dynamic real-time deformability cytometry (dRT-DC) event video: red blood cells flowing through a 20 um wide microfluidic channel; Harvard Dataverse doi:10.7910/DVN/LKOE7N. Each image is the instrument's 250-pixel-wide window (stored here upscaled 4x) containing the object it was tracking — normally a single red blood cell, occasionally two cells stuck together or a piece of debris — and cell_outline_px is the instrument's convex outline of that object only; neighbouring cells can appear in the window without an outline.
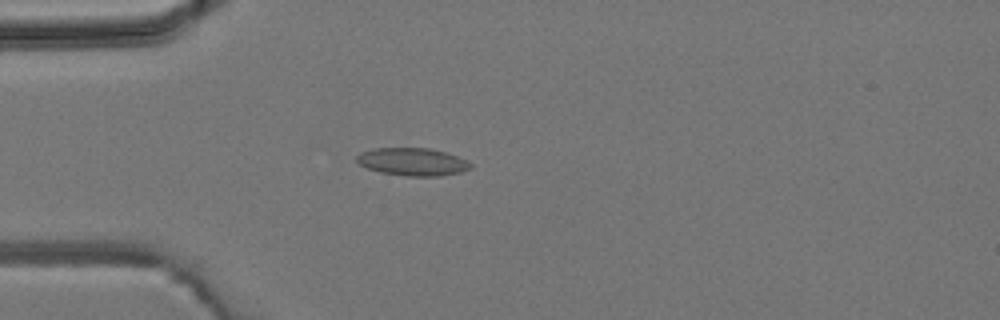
{"species": "common noctule bat (a hibernating species)", "species_latin": "Nyctalus noctula", "temperature_condition": "room temperature", "stored_images_in_passage": 5, "camera_frame_rate_fps": 3000, "um_per_image_px": 0.085, "animal": {"sex": "male", "body_mass_g": 19.2, "forearm_length_mm": 51.8}, "frame": {"image": 1, "passage_image": 5, "time_ms": 4.333, "image_size_px": [1000, 320], "cell_outline_px": [[472, 168], [460, 172], [440, 176], [408, 176], [380, 172], [368, 168], [360, 164], [356, 160], [356, 156], [360, 152], [376, 148], [428, 148], [444, 152], [468, 160], [472, 164]], "centroid_in_image_um": [35.08, 13.75], "position_along_channel_um": 49.9, "area_um2": 18.32}}